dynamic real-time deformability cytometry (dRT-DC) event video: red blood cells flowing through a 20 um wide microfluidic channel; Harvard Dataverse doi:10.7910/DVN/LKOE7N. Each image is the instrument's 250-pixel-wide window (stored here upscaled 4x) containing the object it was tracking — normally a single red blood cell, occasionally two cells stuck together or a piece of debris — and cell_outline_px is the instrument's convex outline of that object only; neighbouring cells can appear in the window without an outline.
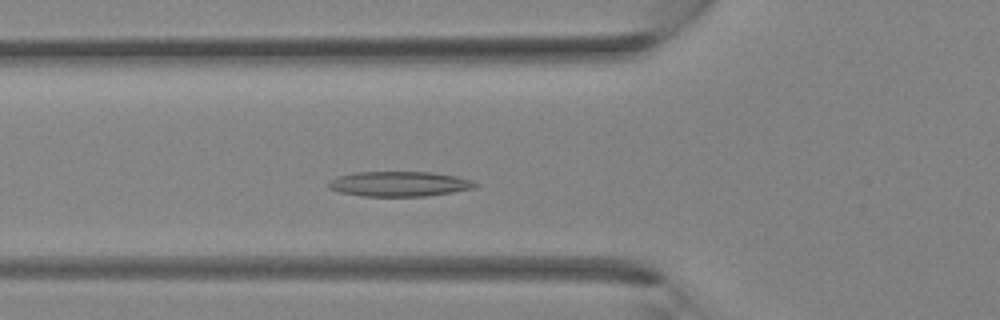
{"species": "Egyptian fruit bat (a non-hibernating species)", "species_latin": "Rousettus aegyptiacus", "temperature_condition": "room temperature", "stored_images_in_passage": 33, "camera_frame_rate_fps": 3000, "um_per_image_px": 0.085, "animal": {"sex": "female"}, "frame": {"image": 1, "passage_image": 10, "time_ms": 3.0, "image_size_px": [1000, 320], "cell_outline_px": [[480, 184], [472, 188], [452, 192], [428, 196], [364, 196], [340, 192], [328, 188], [328, 184], [336, 176], [352, 172], [432, 172], [456, 176], [472, 180]], "centroid_in_image_um": [33.94, 15.62], "position_along_channel_um": 91.9, "area_um2": 21.39}}
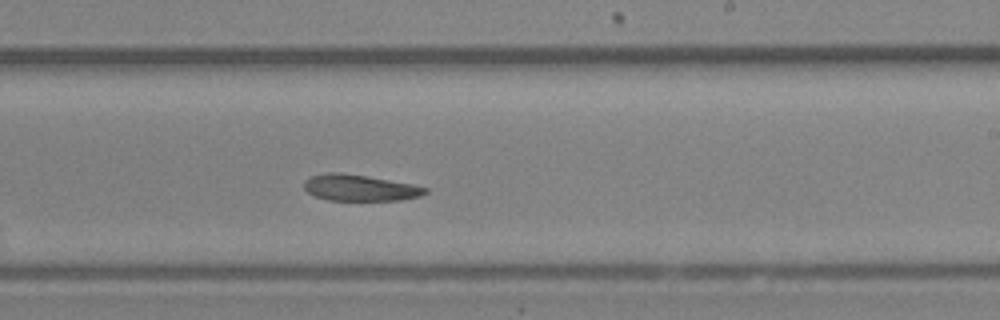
{"frame": {"image": 2, "passage_image": 19, "time_ms": 6.0, "image_size_px": [1000, 320], "cell_outline_px": [[428, 192], [420, 196], [400, 200], [328, 200], [316, 196], [308, 192], [304, 188], [304, 180], [312, 176], [328, 172], [340, 172], [412, 184], [428, 188]], "centroid_in_image_um": [30.58, 15.96], "position_along_channel_um": 258.4, "area_um2": 18.32}}
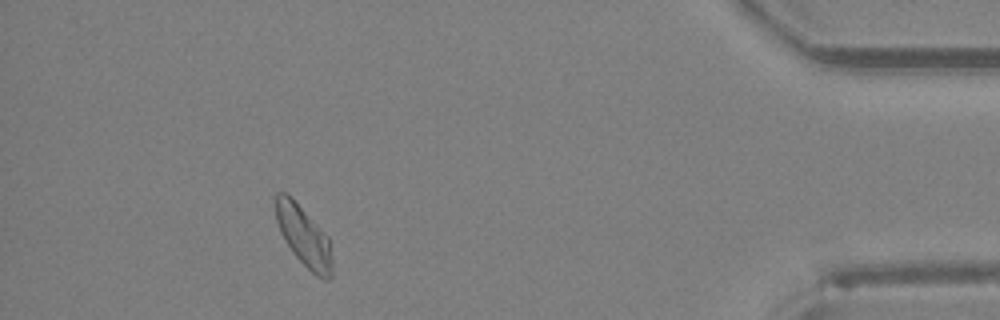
{"frame": {"image": 3, "passage_image": 30, "time_ms": 9.667, "image_size_px": [1000, 320], "cell_outline_px": [[332, 276], [328, 280], [324, 280], [316, 276], [292, 252], [284, 240], [280, 232], [276, 220], [276, 192], [284, 192], [292, 196], [328, 236], [332, 260]], "centroid_in_image_um": [25.82, 20.07], "position_along_channel_um": 409.4, "area_um2": 19.88}}